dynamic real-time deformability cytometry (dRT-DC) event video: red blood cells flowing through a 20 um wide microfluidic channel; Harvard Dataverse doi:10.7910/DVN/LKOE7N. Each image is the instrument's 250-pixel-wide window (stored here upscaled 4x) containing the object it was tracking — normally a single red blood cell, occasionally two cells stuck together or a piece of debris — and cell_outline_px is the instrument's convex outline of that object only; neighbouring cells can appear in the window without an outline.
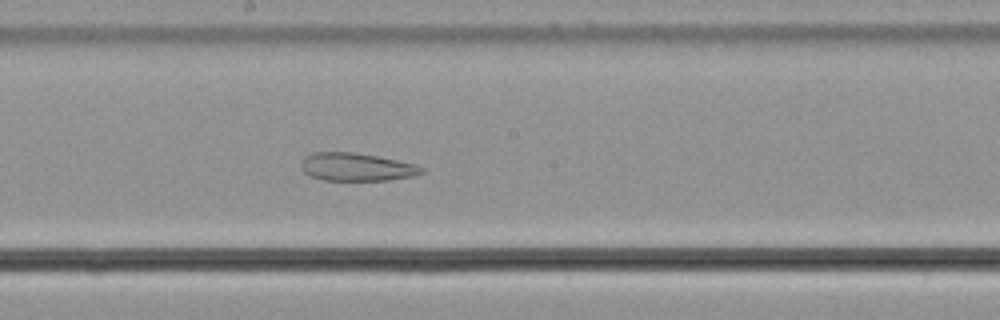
{"species": "common noctule bat (a hibernating species)", "species_latin": "Nyctalus noctula", "temperature_condition": "cold", "stored_images_in_passage": 51, "camera_frame_rate_fps": 3000, "um_per_image_px": 0.085, "animal": {"sex": "male", "body_mass_g": 21.5, "forearm_length_mm": 52.0}, "frame": {"image": 1, "passage_image": 26, "time_ms": 8.333, "image_size_px": [1000, 320], "cell_outline_px": [[424, 172], [416, 176], [388, 180], [324, 180], [308, 176], [300, 168], [300, 160], [304, 156], [312, 152], [352, 152], [376, 156], [416, 164], [424, 168]], "centroid_in_image_um": [30.26, 14.19], "position_along_channel_um": 217.9, "area_um2": 19.88}}
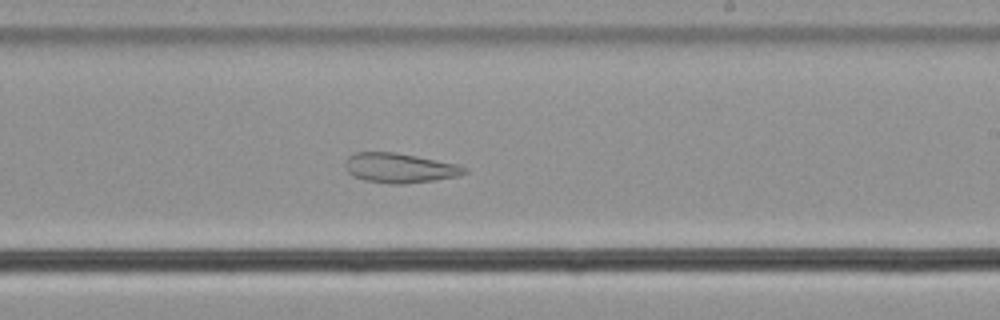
{"frame": {"image": 2, "passage_image": 29, "time_ms": 9.333, "image_size_px": [1000, 320], "cell_outline_px": [[468, 172], [456, 176], [432, 180], [404, 184], [388, 184], [364, 180], [352, 176], [344, 168], [344, 164], [348, 156], [352, 152], [396, 152], [460, 164], [468, 168]], "centroid_in_image_um": [33.94, 14.27], "position_along_channel_um": 255.1, "area_um2": 20.92}}
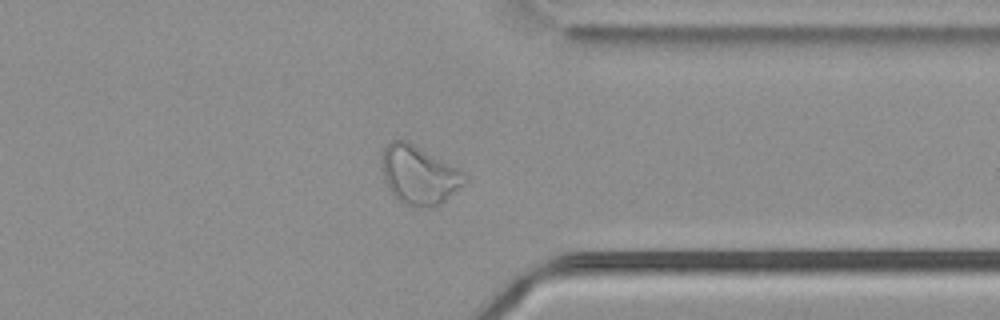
{"frame": {"image": 3, "passage_image": 39, "time_ms": 12.667, "image_size_px": [1000, 320], "cell_outline_px": [[468, 180], [440, 204], [424, 208], [416, 208], [404, 204], [392, 192], [384, 180], [384, 148], [392, 140], [404, 140], [460, 168], [468, 176]], "centroid_in_image_um": [35.67, 14.89], "position_along_channel_um": 375.7, "area_um2": 27.74}, "authors_computed_cell_mechanics": {"area_um2": 29.7092, "velocity_mm_per_s": 3.7199, "shape_relaxation_time_tau1_ms": null, "shape_relaxation_time_tau2_ms": 3.7444, "deformation_change_tau1": null, "deformation_change_tau2": 0.1173}}